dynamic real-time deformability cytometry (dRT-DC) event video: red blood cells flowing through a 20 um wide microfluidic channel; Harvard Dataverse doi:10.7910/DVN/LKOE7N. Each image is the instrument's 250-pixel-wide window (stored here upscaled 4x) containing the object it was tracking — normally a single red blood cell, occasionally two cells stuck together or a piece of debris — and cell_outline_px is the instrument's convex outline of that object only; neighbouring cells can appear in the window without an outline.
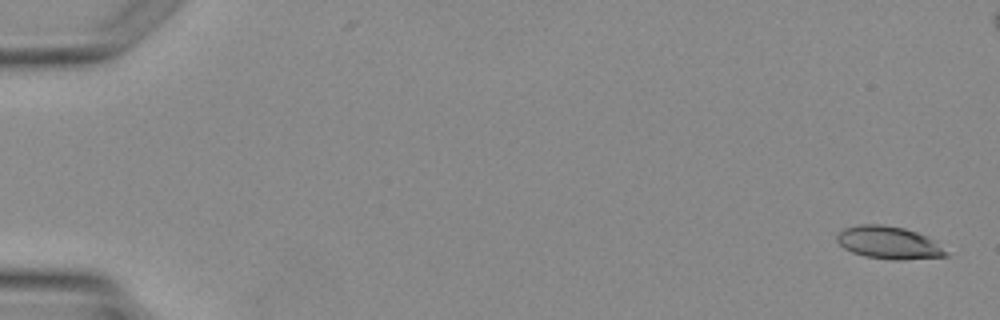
{"species": "Egyptian fruit bat (a non-hibernating species)", "species_latin": "Rousettus aegyptiacus", "temperature_condition": "warm", "stored_images_in_passage": 4, "camera_frame_rate_fps": 3000, "um_per_image_px": 0.085, "animal": {"sex": "female"}, "frame": {"image": 1, "passage_image": 1, "time_ms": 0.0, "image_size_px": [1000, 320], "cell_outline_px": [[948, 256], [900, 260], [896, 260], [864, 256], [852, 252], [844, 248], [836, 240], [836, 236], [844, 228], [860, 224], [884, 224], [904, 228], [928, 236], [936, 240], [948, 252]], "centroid_in_image_um": [75.58, 20.62], "position_along_channel_um": 9.4, "area_um2": 20.87}}